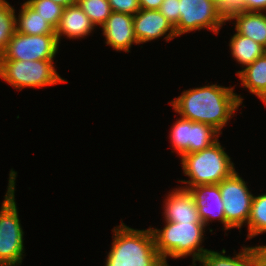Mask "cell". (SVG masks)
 <instances>
[{
  "instance_id": "cell-1",
  "label": "cell",
  "mask_w": 266,
  "mask_h": 266,
  "mask_svg": "<svg viewBox=\"0 0 266 266\" xmlns=\"http://www.w3.org/2000/svg\"><path fill=\"white\" fill-rule=\"evenodd\" d=\"M233 90V87L207 84L183 91L171 104L180 117L210 125L221 134V129L243 103V98Z\"/></svg>"
},
{
  "instance_id": "cell-2",
  "label": "cell",
  "mask_w": 266,
  "mask_h": 266,
  "mask_svg": "<svg viewBox=\"0 0 266 266\" xmlns=\"http://www.w3.org/2000/svg\"><path fill=\"white\" fill-rule=\"evenodd\" d=\"M112 232L114 239L105 266H166L156 250L151 227L136 230L121 222Z\"/></svg>"
},
{
  "instance_id": "cell-3",
  "label": "cell",
  "mask_w": 266,
  "mask_h": 266,
  "mask_svg": "<svg viewBox=\"0 0 266 266\" xmlns=\"http://www.w3.org/2000/svg\"><path fill=\"white\" fill-rule=\"evenodd\" d=\"M162 230L151 228L156 250L163 259L166 266L167 257L174 259L184 258L192 255L193 265L199 261L202 255L208 250L201 247L205 225L203 222L173 223L165 222Z\"/></svg>"
},
{
  "instance_id": "cell-4",
  "label": "cell",
  "mask_w": 266,
  "mask_h": 266,
  "mask_svg": "<svg viewBox=\"0 0 266 266\" xmlns=\"http://www.w3.org/2000/svg\"><path fill=\"white\" fill-rule=\"evenodd\" d=\"M183 173L191 180H179L189 186L219 184L230 177L236 170L231 158L224 151L218 140L211 146L194 153L181 156Z\"/></svg>"
},
{
  "instance_id": "cell-5",
  "label": "cell",
  "mask_w": 266,
  "mask_h": 266,
  "mask_svg": "<svg viewBox=\"0 0 266 266\" xmlns=\"http://www.w3.org/2000/svg\"><path fill=\"white\" fill-rule=\"evenodd\" d=\"M8 188L0 210V266H17L24 253L23 230L15 202L17 172L10 170Z\"/></svg>"
},
{
  "instance_id": "cell-6",
  "label": "cell",
  "mask_w": 266,
  "mask_h": 266,
  "mask_svg": "<svg viewBox=\"0 0 266 266\" xmlns=\"http://www.w3.org/2000/svg\"><path fill=\"white\" fill-rule=\"evenodd\" d=\"M53 60H0V78L16 90L67 82L54 68Z\"/></svg>"
},
{
  "instance_id": "cell-7",
  "label": "cell",
  "mask_w": 266,
  "mask_h": 266,
  "mask_svg": "<svg viewBox=\"0 0 266 266\" xmlns=\"http://www.w3.org/2000/svg\"><path fill=\"white\" fill-rule=\"evenodd\" d=\"M58 48L56 34L28 35L16 31L1 52V60H53Z\"/></svg>"
},
{
  "instance_id": "cell-8",
  "label": "cell",
  "mask_w": 266,
  "mask_h": 266,
  "mask_svg": "<svg viewBox=\"0 0 266 266\" xmlns=\"http://www.w3.org/2000/svg\"><path fill=\"white\" fill-rule=\"evenodd\" d=\"M218 185L224 204L226 222L232 228L241 229L243 224L248 222L251 213L252 193L236 171Z\"/></svg>"
},
{
  "instance_id": "cell-9",
  "label": "cell",
  "mask_w": 266,
  "mask_h": 266,
  "mask_svg": "<svg viewBox=\"0 0 266 266\" xmlns=\"http://www.w3.org/2000/svg\"><path fill=\"white\" fill-rule=\"evenodd\" d=\"M179 11L180 18L174 27L177 36L203 28L218 34L225 24L214 0H179Z\"/></svg>"
},
{
  "instance_id": "cell-10",
  "label": "cell",
  "mask_w": 266,
  "mask_h": 266,
  "mask_svg": "<svg viewBox=\"0 0 266 266\" xmlns=\"http://www.w3.org/2000/svg\"><path fill=\"white\" fill-rule=\"evenodd\" d=\"M219 132L212 126L180 117L170 131L172 147L179 156L201 151L219 138Z\"/></svg>"
},
{
  "instance_id": "cell-11",
  "label": "cell",
  "mask_w": 266,
  "mask_h": 266,
  "mask_svg": "<svg viewBox=\"0 0 266 266\" xmlns=\"http://www.w3.org/2000/svg\"><path fill=\"white\" fill-rule=\"evenodd\" d=\"M133 28L138 44L157 39L166 35V32H169L166 37H164L166 42L177 37L171 23L159 10L155 9H140L133 15Z\"/></svg>"
},
{
  "instance_id": "cell-12",
  "label": "cell",
  "mask_w": 266,
  "mask_h": 266,
  "mask_svg": "<svg viewBox=\"0 0 266 266\" xmlns=\"http://www.w3.org/2000/svg\"><path fill=\"white\" fill-rule=\"evenodd\" d=\"M188 190L198 209L199 218L205 226L209 224V221L218 219L224 225V230L232 228L226 222L224 204L218 184L197 185L189 187Z\"/></svg>"
},
{
  "instance_id": "cell-13",
  "label": "cell",
  "mask_w": 266,
  "mask_h": 266,
  "mask_svg": "<svg viewBox=\"0 0 266 266\" xmlns=\"http://www.w3.org/2000/svg\"><path fill=\"white\" fill-rule=\"evenodd\" d=\"M101 27L106 44L116 51L130 52L131 45L138 44L134 35L133 15L112 12Z\"/></svg>"
},
{
  "instance_id": "cell-14",
  "label": "cell",
  "mask_w": 266,
  "mask_h": 266,
  "mask_svg": "<svg viewBox=\"0 0 266 266\" xmlns=\"http://www.w3.org/2000/svg\"><path fill=\"white\" fill-rule=\"evenodd\" d=\"M164 206L165 221L173 223L202 222L191 193L184 187L176 188L168 194Z\"/></svg>"
},
{
  "instance_id": "cell-15",
  "label": "cell",
  "mask_w": 266,
  "mask_h": 266,
  "mask_svg": "<svg viewBox=\"0 0 266 266\" xmlns=\"http://www.w3.org/2000/svg\"><path fill=\"white\" fill-rule=\"evenodd\" d=\"M95 25L78 6V4L70 5L64 8L60 17L58 26L55 28L58 43L62 35L70 39L84 38L90 35Z\"/></svg>"
},
{
  "instance_id": "cell-16",
  "label": "cell",
  "mask_w": 266,
  "mask_h": 266,
  "mask_svg": "<svg viewBox=\"0 0 266 266\" xmlns=\"http://www.w3.org/2000/svg\"><path fill=\"white\" fill-rule=\"evenodd\" d=\"M243 87L255 94L266 105V52L253 63L238 71Z\"/></svg>"
},
{
  "instance_id": "cell-17",
  "label": "cell",
  "mask_w": 266,
  "mask_h": 266,
  "mask_svg": "<svg viewBox=\"0 0 266 266\" xmlns=\"http://www.w3.org/2000/svg\"><path fill=\"white\" fill-rule=\"evenodd\" d=\"M236 33L248 37L266 49V14L246 11L234 16Z\"/></svg>"
},
{
  "instance_id": "cell-18",
  "label": "cell",
  "mask_w": 266,
  "mask_h": 266,
  "mask_svg": "<svg viewBox=\"0 0 266 266\" xmlns=\"http://www.w3.org/2000/svg\"><path fill=\"white\" fill-rule=\"evenodd\" d=\"M19 13L18 19H15L17 32L28 35L56 34L55 28L26 1Z\"/></svg>"
},
{
  "instance_id": "cell-19",
  "label": "cell",
  "mask_w": 266,
  "mask_h": 266,
  "mask_svg": "<svg viewBox=\"0 0 266 266\" xmlns=\"http://www.w3.org/2000/svg\"><path fill=\"white\" fill-rule=\"evenodd\" d=\"M222 252L207 250L199 260L202 266H259L251 247H243L235 257L225 256Z\"/></svg>"
},
{
  "instance_id": "cell-20",
  "label": "cell",
  "mask_w": 266,
  "mask_h": 266,
  "mask_svg": "<svg viewBox=\"0 0 266 266\" xmlns=\"http://www.w3.org/2000/svg\"><path fill=\"white\" fill-rule=\"evenodd\" d=\"M229 46L231 48L232 57L244 66L253 63L257 58L262 56L266 49L254 40L235 33L230 39Z\"/></svg>"
},
{
  "instance_id": "cell-21",
  "label": "cell",
  "mask_w": 266,
  "mask_h": 266,
  "mask_svg": "<svg viewBox=\"0 0 266 266\" xmlns=\"http://www.w3.org/2000/svg\"><path fill=\"white\" fill-rule=\"evenodd\" d=\"M247 226V240L266 232V194L253 196Z\"/></svg>"
},
{
  "instance_id": "cell-22",
  "label": "cell",
  "mask_w": 266,
  "mask_h": 266,
  "mask_svg": "<svg viewBox=\"0 0 266 266\" xmlns=\"http://www.w3.org/2000/svg\"><path fill=\"white\" fill-rule=\"evenodd\" d=\"M15 19V9L6 0H0V53L16 32Z\"/></svg>"
},
{
  "instance_id": "cell-23",
  "label": "cell",
  "mask_w": 266,
  "mask_h": 266,
  "mask_svg": "<svg viewBox=\"0 0 266 266\" xmlns=\"http://www.w3.org/2000/svg\"><path fill=\"white\" fill-rule=\"evenodd\" d=\"M77 4L95 26H102L113 12L108 0H77Z\"/></svg>"
},
{
  "instance_id": "cell-24",
  "label": "cell",
  "mask_w": 266,
  "mask_h": 266,
  "mask_svg": "<svg viewBox=\"0 0 266 266\" xmlns=\"http://www.w3.org/2000/svg\"><path fill=\"white\" fill-rule=\"evenodd\" d=\"M26 2L54 28L58 26L65 7L52 0H27Z\"/></svg>"
},
{
  "instance_id": "cell-25",
  "label": "cell",
  "mask_w": 266,
  "mask_h": 266,
  "mask_svg": "<svg viewBox=\"0 0 266 266\" xmlns=\"http://www.w3.org/2000/svg\"><path fill=\"white\" fill-rule=\"evenodd\" d=\"M217 12L224 22L230 21L234 16L246 12L244 0H214Z\"/></svg>"
},
{
  "instance_id": "cell-26",
  "label": "cell",
  "mask_w": 266,
  "mask_h": 266,
  "mask_svg": "<svg viewBox=\"0 0 266 266\" xmlns=\"http://www.w3.org/2000/svg\"><path fill=\"white\" fill-rule=\"evenodd\" d=\"M159 12L175 27L180 18L179 0H163Z\"/></svg>"
},
{
  "instance_id": "cell-27",
  "label": "cell",
  "mask_w": 266,
  "mask_h": 266,
  "mask_svg": "<svg viewBox=\"0 0 266 266\" xmlns=\"http://www.w3.org/2000/svg\"><path fill=\"white\" fill-rule=\"evenodd\" d=\"M113 12L135 15L140 10L139 0H108Z\"/></svg>"
},
{
  "instance_id": "cell-28",
  "label": "cell",
  "mask_w": 266,
  "mask_h": 266,
  "mask_svg": "<svg viewBox=\"0 0 266 266\" xmlns=\"http://www.w3.org/2000/svg\"><path fill=\"white\" fill-rule=\"evenodd\" d=\"M246 11L264 12L266 11V0H244Z\"/></svg>"
},
{
  "instance_id": "cell-29",
  "label": "cell",
  "mask_w": 266,
  "mask_h": 266,
  "mask_svg": "<svg viewBox=\"0 0 266 266\" xmlns=\"http://www.w3.org/2000/svg\"><path fill=\"white\" fill-rule=\"evenodd\" d=\"M259 266H266V245L251 247Z\"/></svg>"
},
{
  "instance_id": "cell-30",
  "label": "cell",
  "mask_w": 266,
  "mask_h": 266,
  "mask_svg": "<svg viewBox=\"0 0 266 266\" xmlns=\"http://www.w3.org/2000/svg\"><path fill=\"white\" fill-rule=\"evenodd\" d=\"M163 0H139L140 9L158 10Z\"/></svg>"
},
{
  "instance_id": "cell-31",
  "label": "cell",
  "mask_w": 266,
  "mask_h": 266,
  "mask_svg": "<svg viewBox=\"0 0 266 266\" xmlns=\"http://www.w3.org/2000/svg\"><path fill=\"white\" fill-rule=\"evenodd\" d=\"M54 3L60 4L63 7L77 4V0H52Z\"/></svg>"
}]
</instances>
